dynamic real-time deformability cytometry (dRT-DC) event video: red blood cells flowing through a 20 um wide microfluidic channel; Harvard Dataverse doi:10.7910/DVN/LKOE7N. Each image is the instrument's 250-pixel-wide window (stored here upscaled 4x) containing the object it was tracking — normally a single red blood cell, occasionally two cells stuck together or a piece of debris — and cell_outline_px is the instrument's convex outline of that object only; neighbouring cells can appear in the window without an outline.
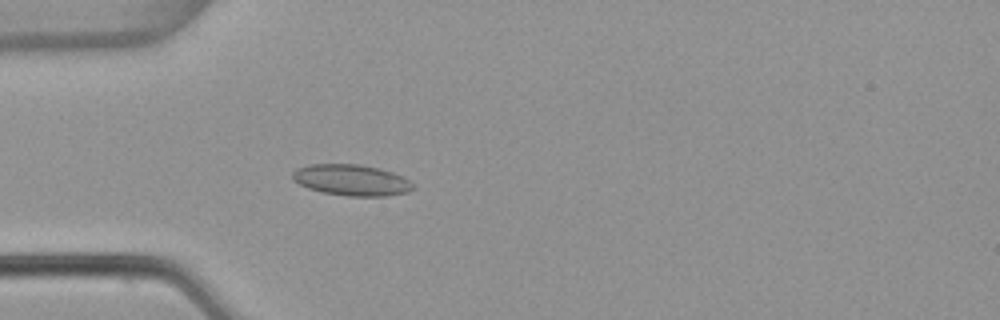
{"species": "common noctule bat (a hibernating species)", "species_latin": "Nyctalus noctula", "temperature_condition": "warm", "stored_images_in_passage": 4, "camera_frame_rate_fps": 3000, "um_per_image_px": 0.085, "animal": {"sex": "female", "body_mass_g": 22.7, "forearm_length_mm": 54.2}, "frame": {"image": 1, "passage_image": 4, "time_ms": 1.0, "image_size_px": [1000, 320], "cell_outline_px": [[412, 188], [408, 192], [388, 196], [348, 196], [320, 192], [308, 188], [292, 180], [292, 172], [296, 168], [308, 164], [360, 164], [380, 168], [404, 176], [412, 184]], "centroid_in_image_um": [29.85, 15.3], "position_along_channel_um": 55.2, "area_um2": 22.02}}